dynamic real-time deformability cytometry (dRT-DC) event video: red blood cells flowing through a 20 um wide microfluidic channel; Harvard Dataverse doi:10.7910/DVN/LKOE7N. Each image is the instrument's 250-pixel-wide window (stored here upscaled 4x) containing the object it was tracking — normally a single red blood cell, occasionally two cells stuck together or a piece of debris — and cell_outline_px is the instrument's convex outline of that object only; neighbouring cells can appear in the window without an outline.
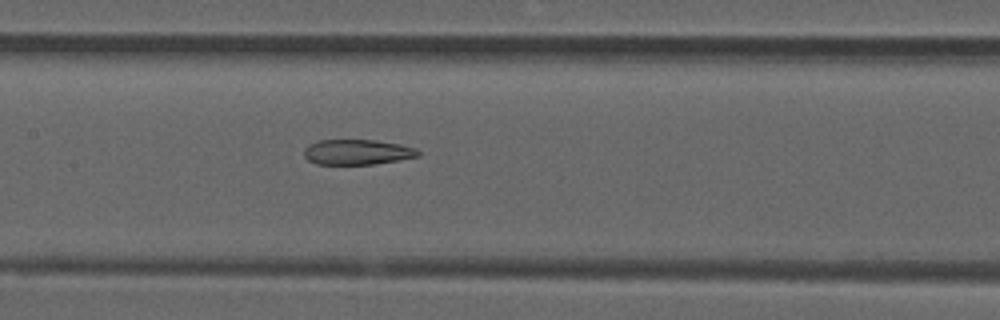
{"species": "common noctule bat (a hibernating species)", "species_latin": "Nyctalus noctula", "temperature_condition": "room temperature", "stored_images_in_passage": 52, "segment_of_instrument_passage": [2, 2], "camera_frame_rate_fps": 3000, "um_per_image_px": 0.085, "animal": {"sex": "male", "forearm_length_mm": 52.5}, "frame": {"image": 1, "passage_image": 25, "time_ms": 8.0, "image_size_px": [1000, 320], "cell_outline_px": [[420, 156], [372, 164], [316, 164], [308, 160], [304, 156], [304, 148], [308, 144], [316, 140], [376, 140], [400, 144], [416, 148], [420, 152]], "centroid_in_image_um": [30.34, 12.91], "position_along_channel_um": 177.1, "area_um2": 16.82}}
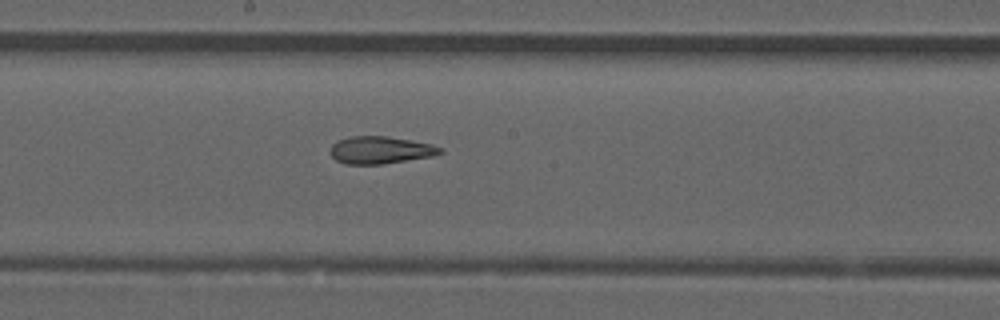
{"frame": {"image": 2, "passage_image": 28, "time_ms": 9.0, "image_size_px": [1000, 320], "cell_outline_px": [[444, 152], [432, 156], [384, 164], [344, 164], [336, 160], [328, 152], [332, 144], [336, 140], [348, 136], [388, 136], [412, 140], [432, 144], [440, 148]], "centroid_in_image_um": [32.28, 12.75], "position_along_channel_um": 215.9, "area_um2": 17.74}}
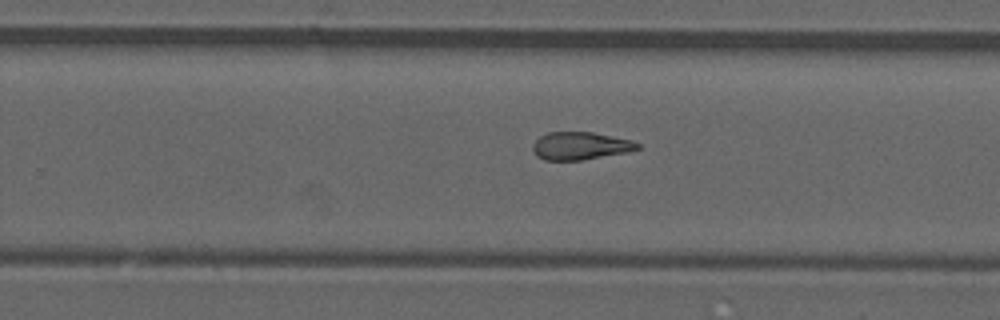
{"frame": {"image": 3, "passage_image": 33, "time_ms": 10.667, "image_size_px": [1000, 320], "cell_outline_px": [[640, 148], [628, 152], [580, 160], [544, 160], [536, 156], [532, 148], [532, 144], [540, 136], [548, 132], [592, 132], [632, 140], [640, 144]], "centroid_in_image_um": [49.31, 12.4], "position_along_channel_um": 280.5, "area_um2": 16.94}}